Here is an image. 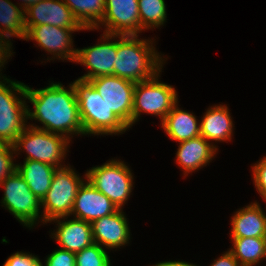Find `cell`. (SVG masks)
Returning a JSON list of instances; mask_svg holds the SVG:
<instances>
[{"label": "cell", "instance_id": "cell-19", "mask_svg": "<svg viewBox=\"0 0 266 266\" xmlns=\"http://www.w3.org/2000/svg\"><path fill=\"white\" fill-rule=\"evenodd\" d=\"M266 213L258 202L240 208L231 218V238H266Z\"/></svg>", "mask_w": 266, "mask_h": 266}, {"label": "cell", "instance_id": "cell-9", "mask_svg": "<svg viewBox=\"0 0 266 266\" xmlns=\"http://www.w3.org/2000/svg\"><path fill=\"white\" fill-rule=\"evenodd\" d=\"M0 187H3L4 190L1 200L2 206L14 215L22 225L31 229L40 222L39 220L43 222V216L39 215L41 201L32 193L17 171L0 183Z\"/></svg>", "mask_w": 266, "mask_h": 266}, {"label": "cell", "instance_id": "cell-15", "mask_svg": "<svg viewBox=\"0 0 266 266\" xmlns=\"http://www.w3.org/2000/svg\"><path fill=\"white\" fill-rule=\"evenodd\" d=\"M117 210L118 207L107 196L85 180L76 194L70 216L92 223Z\"/></svg>", "mask_w": 266, "mask_h": 266}, {"label": "cell", "instance_id": "cell-34", "mask_svg": "<svg viewBox=\"0 0 266 266\" xmlns=\"http://www.w3.org/2000/svg\"><path fill=\"white\" fill-rule=\"evenodd\" d=\"M152 266H197V265L193 263L177 260V261H165V262L162 261Z\"/></svg>", "mask_w": 266, "mask_h": 266}, {"label": "cell", "instance_id": "cell-25", "mask_svg": "<svg viewBox=\"0 0 266 266\" xmlns=\"http://www.w3.org/2000/svg\"><path fill=\"white\" fill-rule=\"evenodd\" d=\"M229 249L241 266H255L266 258V238H232Z\"/></svg>", "mask_w": 266, "mask_h": 266}, {"label": "cell", "instance_id": "cell-17", "mask_svg": "<svg viewBox=\"0 0 266 266\" xmlns=\"http://www.w3.org/2000/svg\"><path fill=\"white\" fill-rule=\"evenodd\" d=\"M67 218L61 217L50 221L57 223L58 227L51 235L61 249L76 254L94 243L91 223L76 218L67 220Z\"/></svg>", "mask_w": 266, "mask_h": 266}, {"label": "cell", "instance_id": "cell-32", "mask_svg": "<svg viewBox=\"0 0 266 266\" xmlns=\"http://www.w3.org/2000/svg\"><path fill=\"white\" fill-rule=\"evenodd\" d=\"M11 46L10 43L0 36V72L2 71L1 67H4L5 63H7V59H9L11 55H13L12 53H14L11 51ZM1 76L2 74L0 73V78L6 77L4 75Z\"/></svg>", "mask_w": 266, "mask_h": 266}, {"label": "cell", "instance_id": "cell-33", "mask_svg": "<svg viewBox=\"0 0 266 266\" xmlns=\"http://www.w3.org/2000/svg\"><path fill=\"white\" fill-rule=\"evenodd\" d=\"M211 266H241L230 250H227Z\"/></svg>", "mask_w": 266, "mask_h": 266}, {"label": "cell", "instance_id": "cell-4", "mask_svg": "<svg viewBox=\"0 0 266 266\" xmlns=\"http://www.w3.org/2000/svg\"><path fill=\"white\" fill-rule=\"evenodd\" d=\"M2 79L0 78V141L13 145L27 126L26 85L7 77Z\"/></svg>", "mask_w": 266, "mask_h": 266}, {"label": "cell", "instance_id": "cell-6", "mask_svg": "<svg viewBox=\"0 0 266 266\" xmlns=\"http://www.w3.org/2000/svg\"><path fill=\"white\" fill-rule=\"evenodd\" d=\"M85 180L70 165L56 169L51 186L41 201L43 224L70 216L76 194Z\"/></svg>", "mask_w": 266, "mask_h": 266}, {"label": "cell", "instance_id": "cell-24", "mask_svg": "<svg viewBox=\"0 0 266 266\" xmlns=\"http://www.w3.org/2000/svg\"><path fill=\"white\" fill-rule=\"evenodd\" d=\"M85 30H94L104 17L105 0H63Z\"/></svg>", "mask_w": 266, "mask_h": 266}, {"label": "cell", "instance_id": "cell-28", "mask_svg": "<svg viewBox=\"0 0 266 266\" xmlns=\"http://www.w3.org/2000/svg\"><path fill=\"white\" fill-rule=\"evenodd\" d=\"M13 155H15L13 145L2 142L0 144V183L17 169V163L14 164L15 157Z\"/></svg>", "mask_w": 266, "mask_h": 266}, {"label": "cell", "instance_id": "cell-30", "mask_svg": "<svg viewBox=\"0 0 266 266\" xmlns=\"http://www.w3.org/2000/svg\"><path fill=\"white\" fill-rule=\"evenodd\" d=\"M253 182L258 193L266 201V156L252 166Z\"/></svg>", "mask_w": 266, "mask_h": 266}, {"label": "cell", "instance_id": "cell-3", "mask_svg": "<svg viewBox=\"0 0 266 266\" xmlns=\"http://www.w3.org/2000/svg\"><path fill=\"white\" fill-rule=\"evenodd\" d=\"M72 84L77 97L84 135H119L129 130L111 111L89 81L77 79Z\"/></svg>", "mask_w": 266, "mask_h": 266}, {"label": "cell", "instance_id": "cell-20", "mask_svg": "<svg viewBox=\"0 0 266 266\" xmlns=\"http://www.w3.org/2000/svg\"><path fill=\"white\" fill-rule=\"evenodd\" d=\"M199 123L200 135L207 141H231L234 124L227 105L211 106Z\"/></svg>", "mask_w": 266, "mask_h": 266}, {"label": "cell", "instance_id": "cell-2", "mask_svg": "<svg viewBox=\"0 0 266 266\" xmlns=\"http://www.w3.org/2000/svg\"><path fill=\"white\" fill-rule=\"evenodd\" d=\"M114 75L138 83L162 71L164 57L153 46V39L138 35H118Z\"/></svg>", "mask_w": 266, "mask_h": 266}, {"label": "cell", "instance_id": "cell-10", "mask_svg": "<svg viewBox=\"0 0 266 266\" xmlns=\"http://www.w3.org/2000/svg\"><path fill=\"white\" fill-rule=\"evenodd\" d=\"M111 111L128 127L132 126L135 82L115 75L88 80Z\"/></svg>", "mask_w": 266, "mask_h": 266}, {"label": "cell", "instance_id": "cell-18", "mask_svg": "<svg viewBox=\"0 0 266 266\" xmlns=\"http://www.w3.org/2000/svg\"><path fill=\"white\" fill-rule=\"evenodd\" d=\"M214 142L207 141L201 135L187 141L179 142L176 152V163L184 171L185 177L198 169L207 166L214 159L218 148Z\"/></svg>", "mask_w": 266, "mask_h": 266}, {"label": "cell", "instance_id": "cell-22", "mask_svg": "<svg viewBox=\"0 0 266 266\" xmlns=\"http://www.w3.org/2000/svg\"><path fill=\"white\" fill-rule=\"evenodd\" d=\"M56 169L47 163L24 160L23 165L17 164L16 171L23 177L32 193L42 201L51 186Z\"/></svg>", "mask_w": 266, "mask_h": 266}, {"label": "cell", "instance_id": "cell-8", "mask_svg": "<svg viewBox=\"0 0 266 266\" xmlns=\"http://www.w3.org/2000/svg\"><path fill=\"white\" fill-rule=\"evenodd\" d=\"M160 72L153 78L136 83L134 89L132 126L140 118L141 113L155 115L160 122L178 102V94L175 88L167 83L159 81Z\"/></svg>", "mask_w": 266, "mask_h": 266}, {"label": "cell", "instance_id": "cell-5", "mask_svg": "<svg viewBox=\"0 0 266 266\" xmlns=\"http://www.w3.org/2000/svg\"><path fill=\"white\" fill-rule=\"evenodd\" d=\"M69 143L70 140L62 135L27 125L13 147L16 155H19L21 150L26 152L25 160L39 161L61 168L66 166L61 163L66 157Z\"/></svg>", "mask_w": 266, "mask_h": 266}, {"label": "cell", "instance_id": "cell-11", "mask_svg": "<svg viewBox=\"0 0 266 266\" xmlns=\"http://www.w3.org/2000/svg\"><path fill=\"white\" fill-rule=\"evenodd\" d=\"M100 38L103 42L77 49L74 62L80 63L89 69L86 74L78 79L88 81L100 76L114 75V65L117 54L116 38H118V35L103 33Z\"/></svg>", "mask_w": 266, "mask_h": 266}, {"label": "cell", "instance_id": "cell-1", "mask_svg": "<svg viewBox=\"0 0 266 266\" xmlns=\"http://www.w3.org/2000/svg\"><path fill=\"white\" fill-rule=\"evenodd\" d=\"M26 99L34 106L27 108V119L37 120L42 126H29L59 134L71 141L73 135H84L79 106L73 84L65 88L60 82L33 89L26 85Z\"/></svg>", "mask_w": 266, "mask_h": 266}, {"label": "cell", "instance_id": "cell-7", "mask_svg": "<svg viewBox=\"0 0 266 266\" xmlns=\"http://www.w3.org/2000/svg\"><path fill=\"white\" fill-rule=\"evenodd\" d=\"M85 178L107 196L118 209L128 201L133 187V175L122 160L112 159L87 170Z\"/></svg>", "mask_w": 266, "mask_h": 266}, {"label": "cell", "instance_id": "cell-35", "mask_svg": "<svg viewBox=\"0 0 266 266\" xmlns=\"http://www.w3.org/2000/svg\"><path fill=\"white\" fill-rule=\"evenodd\" d=\"M21 1V0H20ZM41 0H22L20 7L25 11L31 5L37 4Z\"/></svg>", "mask_w": 266, "mask_h": 266}, {"label": "cell", "instance_id": "cell-12", "mask_svg": "<svg viewBox=\"0 0 266 266\" xmlns=\"http://www.w3.org/2000/svg\"><path fill=\"white\" fill-rule=\"evenodd\" d=\"M105 27L103 33L139 35L141 32L138 0H105L104 17L95 30ZM100 27V28H99Z\"/></svg>", "mask_w": 266, "mask_h": 266}, {"label": "cell", "instance_id": "cell-23", "mask_svg": "<svg viewBox=\"0 0 266 266\" xmlns=\"http://www.w3.org/2000/svg\"><path fill=\"white\" fill-rule=\"evenodd\" d=\"M10 0H0V36L8 43L11 37L25 39V11Z\"/></svg>", "mask_w": 266, "mask_h": 266}, {"label": "cell", "instance_id": "cell-27", "mask_svg": "<svg viewBox=\"0 0 266 266\" xmlns=\"http://www.w3.org/2000/svg\"><path fill=\"white\" fill-rule=\"evenodd\" d=\"M76 266H111L110 256L105 248L97 243L84 248L75 254Z\"/></svg>", "mask_w": 266, "mask_h": 266}, {"label": "cell", "instance_id": "cell-26", "mask_svg": "<svg viewBox=\"0 0 266 266\" xmlns=\"http://www.w3.org/2000/svg\"><path fill=\"white\" fill-rule=\"evenodd\" d=\"M141 31L164 26L166 4L164 0H138Z\"/></svg>", "mask_w": 266, "mask_h": 266}, {"label": "cell", "instance_id": "cell-13", "mask_svg": "<svg viewBox=\"0 0 266 266\" xmlns=\"http://www.w3.org/2000/svg\"><path fill=\"white\" fill-rule=\"evenodd\" d=\"M73 29L62 28L52 25L32 26L27 32L24 40L36 41L37 45L53 55V59L69 60L74 62L77 55V49L73 46Z\"/></svg>", "mask_w": 266, "mask_h": 266}, {"label": "cell", "instance_id": "cell-16", "mask_svg": "<svg viewBox=\"0 0 266 266\" xmlns=\"http://www.w3.org/2000/svg\"><path fill=\"white\" fill-rule=\"evenodd\" d=\"M122 209L91 223L94 243L105 249L120 248L130 240V229Z\"/></svg>", "mask_w": 266, "mask_h": 266}, {"label": "cell", "instance_id": "cell-14", "mask_svg": "<svg viewBox=\"0 0 266 266\" xmlns=\"http://www.w3.org/2000/svg\"><path fill=\"white\" fill-rule=\"evenodd\" d=\"M52 25L74 31L85 30L63 0H41L25 10V26Z\"/></svg>", "mask_w": 266, "mask_h": 266}, {"label": "cell", "instance_id": "cell-31", "mask_svg": "<svg viewBox=\"0 0 266 266\" xmlns=\"http://www.w3.org/2000/svg\"><path fill=\"white\" fill-rule=\"evenodd\" d=\"M42 262L37 255L17 251L7 258L3 266H41Z\"/></svg>", "mask_w": 266, "mask_h": 266}, {"label": "cell", "instance_id": "cell-29", "mask_svg": "<svg viewBox=\"0 0 266 266\" xmlns=\"http://www.w3.org/2000/svg\"><path fill=\"white\" fill-rule=\"evenodd\" d=\"M46 257L45 264L41 266H76L75 253L61 248Z\"/></svg>", "mask_w": 266, "mask_h": 266}, {"label": "cell", "instance_id": "cell-21", "mask_svg": "<svg viewBox=\"0 0 266 266\" xmlns=\"http://www.w3.org/2000/svg\"><path fill=\"white\" fill-rule=\"evenodd\" d=\"M197 120L193 113L180 109L177 102L160 125L171 140L179 143L200 136Z\"/></svg>", "mask_w": 266, "mask_h": 266}]
</instances>
